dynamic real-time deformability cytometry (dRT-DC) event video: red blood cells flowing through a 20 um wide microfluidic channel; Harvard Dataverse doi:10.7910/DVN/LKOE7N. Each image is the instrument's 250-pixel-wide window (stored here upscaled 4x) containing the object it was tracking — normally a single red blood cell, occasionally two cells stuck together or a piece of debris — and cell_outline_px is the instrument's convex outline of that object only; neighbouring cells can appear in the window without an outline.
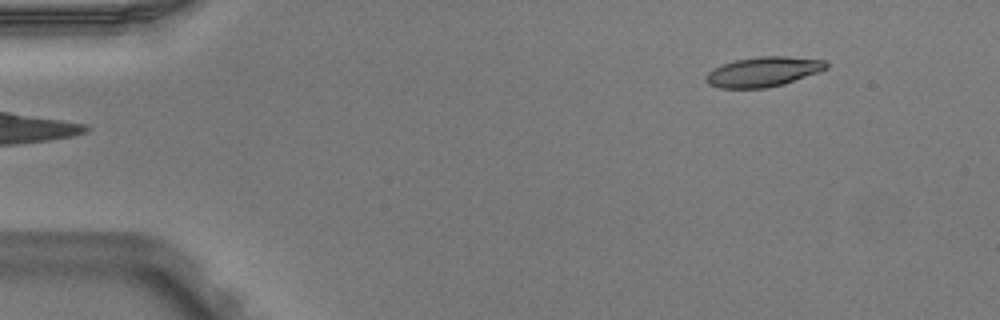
{"species": "Egyptian fruit bat (a non-hibernating species)", "species_latin": "Rousettus aegyptiacus", "temperature_condition": "warm", "stored_images_in_passage": 5, "camera_frame_rate_fps": 3000, "um_per_image_px": 0.085, "animal": {"sex": "male"}, "frame": {"image": 1, "passage_image": 5, "time_ms": 1.333, "image_size_px": [1000, 320], "cell_outline_px": [[828, 68], [820, 72], [784, 84], [764, 88], [720, 88], [708, 84], [704, 80], [704, 76], [712, 68], [736, 60], [760, 56], [788, 56], [824, 60], [828, 64]], "centroid_in_image_um": [64.87, 6.1], "position_along_channel_um": 20.1, "area_um2": 21.04}}